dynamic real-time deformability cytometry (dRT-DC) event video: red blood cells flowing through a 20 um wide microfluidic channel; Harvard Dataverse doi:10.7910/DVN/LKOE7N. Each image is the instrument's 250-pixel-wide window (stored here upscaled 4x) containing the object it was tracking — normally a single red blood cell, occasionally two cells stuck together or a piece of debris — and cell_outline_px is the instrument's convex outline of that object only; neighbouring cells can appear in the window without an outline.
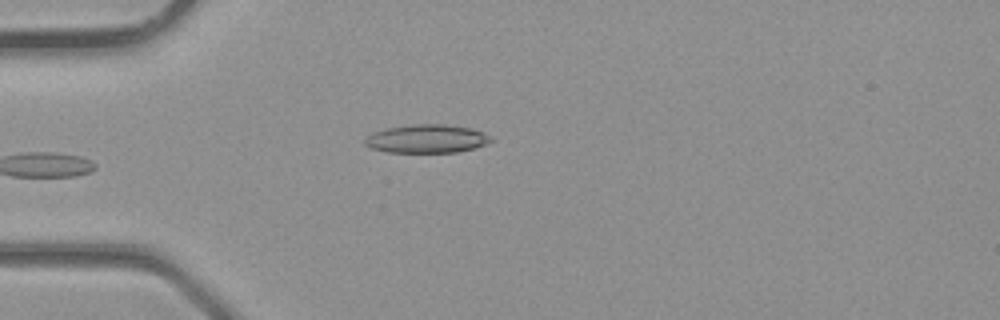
{"species": "common noctule bat (a hibernating species)", "species_latin": "Nyctalus noctula", "temperature_condition": "room temperature", "stored_images_in_passage": 4, "camera_frame_rate_fps": 3000, "um_per_image_px": 0.085, "animal": {"sex": "male", "body_mass_g": 23.1, "forearm_length_mm": 52.7}, "frame": {"image": 1, "passage_image": 4, "time_ms": 1.0, "image_size_px": [1000, 320], "cell_outline_px": [[492, 140], [488, 144], [476, 148], [456, 152], [388, 152], [372, 148], [364, 144], [364, 140], [372, 132], [388, 128], [412, 124], [444, 124], [472, 128], [484, 132], [492, 136]], "centroid_in_image_um": [36.32, 11.79], "position_along_channel_um": 48.7, "area_um2": 20.98}}